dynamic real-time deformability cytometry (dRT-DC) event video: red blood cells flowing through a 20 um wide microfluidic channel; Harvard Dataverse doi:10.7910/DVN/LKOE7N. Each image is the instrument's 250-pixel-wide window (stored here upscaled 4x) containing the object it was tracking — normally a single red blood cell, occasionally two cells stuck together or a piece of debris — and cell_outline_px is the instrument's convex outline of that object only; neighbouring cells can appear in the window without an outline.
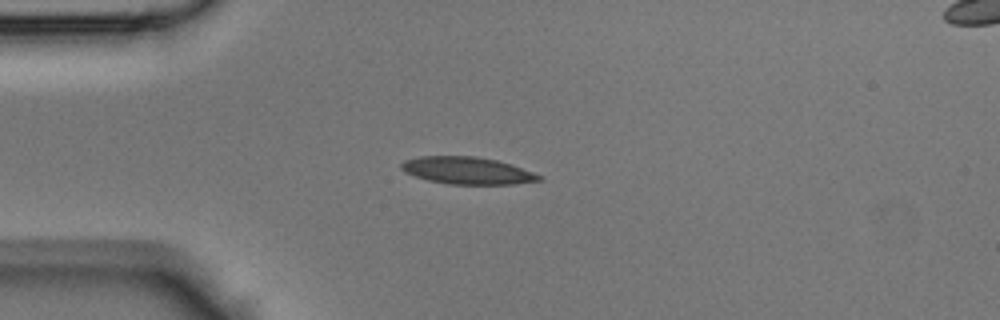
{"species": "Egyptian fruit bat (a non-hibernating species)", "species_latin": "Rousettus aegyptiacus", "temperature_condition": "room temperature", "stored_images_in_passage": 36, "camera_frame_rate_fps": 3000, "um_per_image_px": 0.085, "animal": {"sex": "male"}, "frame": {"image": 1, "passage_image": 1, "time_ms": 0.0, "image_size_px": [1000, 320], "cell_outline_px": [[544, 180], [512, 184], [448, 184], [428, 180], [404, 172], [400, 168], [400, 164], [404, 160], [420, 156], [476, 156], [496, 160], [512, 164], [532, 172], [540, 176]], "centroid_in_image_um": [39.69, 14.49], "position_along_channel_um": 45.3, "area_um2": 21.79}}
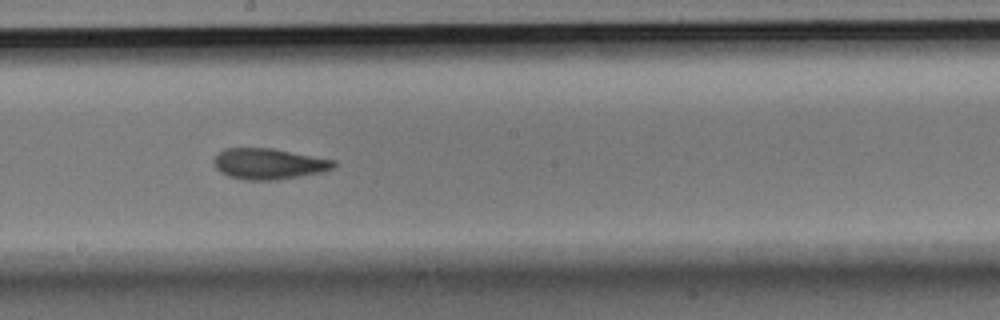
{"frame": {"image": 2, "passage_image": 15, "time_ms": 4.667, "image_size_px": [1000, 320], "cell_outline_px": [[336, 164], [332, 168], [320, 172], [276, 180], [244, 180], [228, 176], [220, 172], [216, 168], [212, 160], [224, 148], [272, 148], [336, 160]], "centroid_in_image_um": [22.81, 13.92], "position_along_channel_um": 225.4, "area_um2": 21.5}}
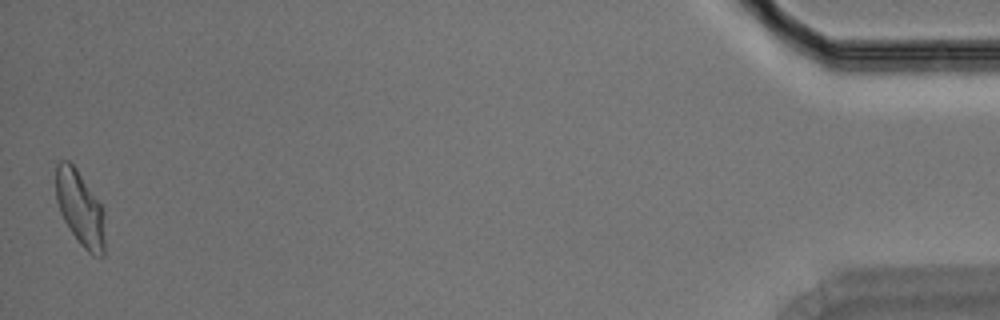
{"frame": {"image": 3, "passage_image": 36, "time_ms": 11.667, "image_size_px": [1000, 320], "cell_outline_px": [[104, 256], [92, 256], [80, 244], [64, 220], [60, 212], [56, 200], [56, 164], [60, 160], [68, 160], [76, 168], [100, 204], [104, 212]], "centroid_in_image_um": [6.8, 17.72], "position_along_channel_um": 428.4, "area_um2": 21.21}}